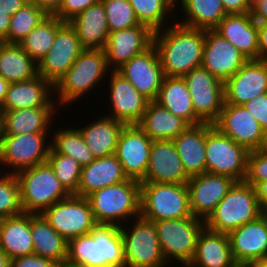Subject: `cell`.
Returning a JSON list of instances; mask_svg holds the SVG:
<instances>
[{
	"label": "cell",
	"mask_w": 267,
	"mask_h": 267,
	"mask_svg": "<svg viewBox=\"0 0 267 267\" xmlns=\"http://www.w3.org/2000/svg\"><path fill=\"white\" fill-rule=\"evenodd\" d=\"M256 196L262 213L267 211V180L261 181L255 186Z\"/></svg>",
	"instance_id": "11a10c76"
},
{
	"label": "cell",
	"mask_w": 267,
	"mask_h": 267,
	"mask_svg": "<svg viewBox=\"0 0 267 267\" xmlns=\"http://www.w3.org/2000/svg\"><path fill=\"white\" fill-rule=\"evenodd\" d=\"M53 97L54 86L38 75L31 80L10 83L0 111L57 107Z\"/></svg>",
	"instance_id": "d4e9b609"
},
{
	"label": "cell",
	"mask_w": 267,
	"mask_h": 267,
	"mask_svg": "<svg viewBox=\"0 0 267 267\" xmlns=\"http://www.w3.org/2000/svg\"><path fill=\"white\" fill-rule=\"evenodd\" d=\"M267 180V154L259 150L248 153L247 176L245 181L256 186L261 181Z\"/></svg>",
	"instance_id": "bcb514c9"
},
{
	"label": "cell",
	"mask_w": 267,
	"mask_h": 267,
	"mask_svg": "<svg viewBox=\"0 0 267 267\" xmlns=\"http://www.w3.org/2000/svg\"><path fill=\"white\" fill-rule=\"evenodd\" d=\"M121 163L115 155L96 158L82 167L77 196L87 197L94 191L126 181Z\"/></svg>",
	"instance_id": "f1b7e54d"
},
{
	"label": "cell",
	"mask_w": 267,
	"mask_h": 267,
	"mask_svg": "<svg viewBox=\"0 0 267 267\" xmlns=\"http://www.w3.org/2000/svg\"><path fill=\"white\" fill-rule=\"evenodd\" d=\"M11 259L9 256L0 248V267H10Z\"/></svg>",
	"instance_id": "91938a15"
},
{
	"label": "cell",
	"mask_w": 267,
	"mask_h": 267,
	"mask_svg": "<svg viewBox=\"0 0 267 267\" xmlns=\"http://www.w3.org/2000/svg\"><path fill=\"white\" fill-rule=\"evenodd\" d=\"M130 222L120 226L126 267H171L160 247L157 221L138 215Z\"/></svg>",
	"instance_id": "52a82bcc"
},
{
	"label": "cell",
	"mask_w": 267,
	"mask_h": 267,
	"mask_svg": "<svg viewBox=\"0 0 267 267\" xmlns=\"http://www.w3.org/2000/svg\"><path fill=\"white\" fill-rule=\"evenodd\" d=\"M249 151L223 134L214 124L206 123V172L245 181Z\"/></svg>",
	"instance_id": "30bf717a"
},
{
	"label": "cell",
	"mask_w": 267,
	"mask_h": 267,
	"mask_svg": "<svg viewBox=\"0 0 267 267\" xmlns=\"http://www.w3.org/2000/svg\"><path fill=\"white\" fill-rule=\"evenodd\" d=\"M41 214L67 241L89 234L97 225L87 197L75 194L54 203Z\"/></svg>",
	"instance_id": "7c38bea8"
},
{
	"label": "cell",
	"mask_w": 267,
	"mask_h": 267,
	"mask_svg": "<svg viewBox=\"0 0 267 267\" xmlns=\"http://www.w3.org/2000/svg\"><path fill=\"white\" fill-rule=\"evenodd\" d=\"M172 141L189 177L206 172V123L189 126Z\"/></svg>",
	"instance_id": "4dcf8cb0"
},
{
	"label": "cell",
	"mask_w": 267,
	"mask_h": 267,
	"mask_svg": "<svg viewBox=\"0 0 267 267\" xmlns=\"http://www.w3.org/2000/svg\"><path fill=\"white\" fill-rule=\"evenodd\" d=\"M235 182L230 176L209 172L190 177L186 185L192 216L205 221Z\"/></svg>",
	"instance_id": "ac0fdd59"
},
{
	"label": "cell",
	"mask_w": 267,
	"mask_h": 267,
	"mask_svg": "<svg viewBox=\"0 0 267 267\" xmlns=\"http://www.w3.org/2000/svg\"><path fill=\"white\" fill-rule=\"evenodd\" d=\"M26 3L27 1L25 0H0V13H5L12 17Z\"/></svg>",
	"instance_id": "f5cc1de1"
},
{
	"label": "cell",
	"mask_w": 267,
	"mask_h": 267,
	"mask_svg": "<svg viewBox=\"0 0 267 267\" xmlns=\"http://www.w3.org/2000/svg\"><path fill=\"white\" fill-rule=\"evenodd\" d=\"M38 8H41L47 15H54L61 6L62 0H32Z\"/></svg>",
	"instance_id": "db71d44e"
},
{
	"label": "cell",
	"mask_w": 267,
	"mask_h": 267,
	"mask_svg": "<svg viewBox=\"0 0 267 267\" xmlns=\"http://www.w3.org/2000/svg\"><path fill=\"white\" fill-rule=\"evenodd\" d=\"M0 248L10 259L34 253L30 213L0 219Z\"/></svg>",
	"instance_id": "1f68e13d"
},
{
	"label": "cell",
	"mask_w": 267,
	"mask_h": 267,
	"mask_svg": "<svg viewBox=\"0 0 267 267\" xmlns=\"http://www.w3.org/2000/svg\"><path fill=\"white\" fill-rule=\"evenodd\" d=\"M267 0H249L250 10L252 11L259 3L266 2Z\"/></svg>",
	"instance_id": "be15d7a7"
},
{
	"label": "cell",
	"mask_w": 267,
	"mask_h": 267,
	"mask_svg": "<svg viewBox=\"0 0 267 267\" xmlns=\"http://www.w3.org/2000/svg\"><path fill=\"white\" fill-rule=\"evenodd\" d=\"M261 215L255 187L246 181H236L204 223L209 230L229 234Z\"/></svg>",
	"instance_id": "5b68a950"
},
{
	"label": "cell",
	"mask_w": 267,
	"mask_h": 267,
	"mask_svg": "<svg viewBox=\"0 0 267 267\" xmlns=\"http://www.w3.org/2000/svg\"><path fill=\"white\" fill-rule=\"evenodd\" d=\"M189 178L173 141H153L143 182L186 184Z\"/></svg>",
	"instance_id": "603a6c76"
},
{
	"label": "cell",
	"mask_w": 267,
	"mask_h": 267,
	"mask_svg": "<svg viewBox=\"0 0 267 267\" xmlns=\"http://www.w3.org/2000/svg\"><path fill=\"white\" fill-rule=\"evenodd\" d=\"M149 101H156L164 78L158 50L154 44L125 62L118 70Z\"/></svg>",
	"instance_id": "2e32d148"
},
{
	"label": "cell",
	"mask_w": 267,
	"mask_h": 267,
	"mask_svg": "<svg viewBox=\"0 0 267 267\" xmlns=\"http://www.w3.org/2000/svg\"><path fill=\"white\" fill-rule=\"evenodd\" d=\"M253 19L257 23H262L267 25V1L259 3L252 11H251Z\"/></svg>",
	"instance_id": "9f6ffc18"
},
{
	"label": "cell",
	"mask_w": 267,
	"mask_h": 267,
	"mask_svg": "<svg viewBox=\"0 0 267 267\" xmlns=\"http://www.w3.org/2000/svg\"><path fill=\"white\" fill-rule=\"evenodd\" d=\"M47 16L34 3L27 2L11 17L5 43L19 44Z\"/></svg>",
	"instance_id": "b9f144b4"
},
{
	"label": "cell",
	"mask_w": 267,
	"mask_h": 267,
	"mask_svg": "<svg viewBox=\"0 0 267 267\" xmlns=\"http://www.w3.org/2000/svg\"><path fill=\"white\" fill-rule=\"evenodd\" d=\"M10 83L7 82L2 76H0V110L3 107V103L6 97V92L8 91Z\"/></svg>",
	"instance_id": "680465c9"
},
{
	"label": "cell",
	"mask_w": 267,
	"mask_h": 267,
	"mask_svg": "<svg viewBox=\"0 0 267 267\" xmlns=\"http://www.w3.org/2000/svg\"><path fill=\"white\" fill-rule=\"evenodd\" d=\"M214 126L248 151L262 147L265 131L244 105L224 103Z\"/></svg>",
	"instance_id": "e0dca14e"
},
{
	"label": "cell",
	"mask_w": 267,
	"mask_h": 267,
	"mask_svg": "<svg viewBox=\"0 0 267 267\" xmlns=\"http://www.w3.org/2000/svg\"><path fill=\"white\" fill-rule=\"evenodd\" d=\"M84 48L75 29L65 22L56 32L47 54L38 62V75L53 86L69 70Z\"/></svg>",
	"instance_id": "5bb4252c"
},
{
	"label": "cell",
	"mask_w": 267,
	"mask_h": 267,
	"mask_svg": "<svg viewBox=\"0 0 267 267\" xmlns=\"http://www.w3.org/2000/svg\"><path fill=\"white\" fill-rule=\"evenodd\" d=\"M138 126L153 141L173 140L190 125L156 101H149Z\"/></svg>",
	"instance_id": "836d02e7"
},
{
	"label": "cell",
	"mask_w": 267,
	"mask_h": 267,
	"mask_svg": "<svg viewBox=\"0 0 267 267\" xmlns=\"http://www.w3.org/2000/svg\"><path fill=\"white\" fill-rule=\"evenodd\" d=\"M47 162L53 168L56 177L64 188L70 194H76L82 170L79 162L70 156L56 152L52 147L50 148Z\"/></svg>",
	"instance_id": "7bdbcfd3"
},
{
	"label": "cell",
	"mask_w": 267,
	"mask_h": 267,
	"mask_svg": "<svg viewBox=\"0 0 267 267\" xmlns=\"http://www.w3.org/2000/svg\"><path fill=\"white\" fill-rule=\"evenodd\" d=\"M140 24L148 26L153 32L164 29L175 22L176 0H128ZM171 17V18H170ZM174 19H173V18ZM169 20V21H168ZM174 20V21H173Z\"/></svg>",
	"instance_id": "f35d334b"
},
{
	"label": "cell",
	"mask_w": 267,
	"mask_h": 267,
	"mask_svg": "<svg viewBox=\"0 0 267 267\" xmlns=\"http://www.w3.org/2000/svg\"><path fill=\"white\" fill-rule=\"evenodd\" d=\"M90 123L78 129L95 158L114 155L120 132L126 124L106 115Z\"/></svg>",
	"instance_id": "e575fe53"
},
{
	"label": "cell",
	"mask_w": 267,
	"mask_h": 267,
	"mask_svg": "<svg viewBox=\"0 0 267 267\" xmlns=\"http://www.w3.org/2000/svg\"><path fill=\"white\" fill-rule=\"evenodd\" d=\"M263 153L267 154V131L265 132V135H264V141H263V144H262V147L260 149Z\"/></svg>",
	"instance_id": "e7e4bbea"
},
{
	"label": "cell",
	"mask_w": 267,
	"mask_h": 267,
	"mask_svg": "<svg viewBox=\"0 0 267 267\" xmlns=\"http://www.w3.org/2000/svg\"><path fill=\"white\" fill-rule=\"evenodd\" d=\"M156 102L173 115L184 119L190 126L204 123L195 114L192 98L183 77L164 76Z\"/></svg>",
	"instance_id": "d6a6232c"
},
{
	"label": "cell",
	"mask_w": 267,
	"mask_h": 267,
	"mask_svg": "<svg viewBox=\"0 0 267 267\" xmlns=\"http://www.w3.org/2000/svg\"><path fill=\"white\" fill-rule=\"evenodd\" d=\"M235 264L229 235L204 227L198 236L196 251L188 267H233Z\"/></svg>",
	"instance_id": "83f0119b"
},
{
	"label": "cell",
	"mask_w": 267,
	"mask_h": 267,
	"mask_svg": "<svg viewBox=\"0 0 267 267\" xmlns=\"http://www.w3.org/2000/svg\"><path fill=\"white\" fill-rule=\"evenodd\" d=\"M47 135L51 134L0 135V172H5L6 167V173L16 174L47 162L51 148Z\"/></svg>",
	"instance_id": "8fae6325"
},
{
	"label": "cell",
	"mask_w": 267,
	"mask_h": 267,
	"mask_svg": "<svg viewBox=\"0 0 267 267\" xmlns=\"http://www.w3.org/2000/svg\"><path fill=\"white\" fill-rule=\"evenodd\" d=\"M152 142L138 124L125 125L121 130L114 155L128 180L144 181Z\"/></svg>",
	"instance_id": "9a60e30c"
},
{
	"label": "cell",
	"mask_w": 267,
	"mask_h": 267,
	"mask_svg": "<svg viewBox=\"0 0 267 267\" xmlns=\"http://www.w3.org/2000/svg\"><path fill=\"white\" fill-rule=\"evenodd\" d=\"M154 32L146 25L110 32L104 48L108 69L117 71L125 62L153 44Z\"/></svg>",
	"instance_id": "44dd1931"
},
{
	"label": "cell",
	"mask_w": 267,
	"mask_h": 267,
	"mask_svg": "<svg viewBox=\"0 0 267 267\" xmlns=\"http://www.w3.org/2000/svg\"><path fill=\"white\" fill-rule=\"evenodd\" d=\"M69 24L75 29L84 49L104 50L110 32L101 1L75 16Z\"/></svg>",
	"instance_id": "f546056e"
},
{
	"label": "cell",
	"mask_w": 267,
	"mask_h": 267,
	"mask_svg": "<svg viewBox=\"0 0 267 267\" xmlns=\"http://www.w3.org/2000/svg\"><path fill=\"white\" fill-rule=\"evenodd\" d=\"M140 195L141 184L127 179L94 191L87 199L97 224L122 226L140 215Z\"/></svg>",
	"instance_id": "277c9868"
},
{
	"label": "cell",
	"mask_w": 267,
	"mask_h": 267,
	"mask_svg": "<svg viewBox=\"0 0 267 267\" xmlns=\"http://www.w3.org/2000/svg\"><path fill=\"white\" fill-rule=\"evenodd\" d=\"M250 267H267V258L258 259L247 263Z\"/></svg>",
	"instance_id": "94428289"
},
{
	"label": "cell",
	"mask_w": 267,
	"mask_h": 267,
	"mask_svg": "<svg viewBox=\"0 0 267 267\" xmlns=\"http://www.w3.org/2000/svg\"><path fill=\"white\" fill-rule=\"evenodd\" d=\"M214 30L231 42L248 60H257L258 30L251 12L227 14Z\"/></svg>",
	"instance_id": "4316f807"
},
{
	"label": "cell",
	"mask_w": 267,
	"mask_h": 267,
	"mask_svg": "<svg viewBox=\"0 0 267 267\" xmlns=\"http://www.w3.org/2000/svg\"><path fill=\"white\" fill-rule=\"evenodd\" d=\"M23 213L40 214L71 194L64 188L48 162L17 172Z\"/></svg>",
	"instance_id": "8992f818"
},
{
	"label": "cell",
	"mask_w": 267,
	"mask_h": 267,
	"mask_svg": "<svg viewBox=\"0 0 267 267\" xmlns=\"http://www.w3.org/2000/svg\"><path fill=\"white\" fill-rule=\"evenodd\" d=\"M110 74V76H109ZM109 79V101L107 116L126 125L138 124L144 116L149 100L141 95L134 86L118 71H111Z\"/></svg>",
	"instance_id": "ffe728a7"
},
{
	"label": "cell",
	"mask_w": 267,
	"mask_h": 267,
	"mask_svg": "<svg viewBox=\"0 0 267 267\" xmlns=\"http://www.w3.org/2000/svg\"><path fill=\"white\" fill-rule=\"evenodd\" d=\"M227 14H245L251 12L249 0H221Z\"/></svg>",
	"instance_id": "f907efd6"
},
{
	"label": "cell",
	"mask_w": 267,
	"mask_h": 267,
	"mask_svg": "<svg viewBox=\"0 0 267 267\" xmlns=\"http://www.w3.org/2000/svg\"><path fill=\"white\" fill-rule=\"evenodd\" d=\"M11 16L5 13H0V40L5 42L7 32L10 27Z\"/></svg>",
	"instance_id": "6f0895ef"
},
{
	"label": "cell",
	"mask_w": 267,
	"mask_h": 267,
	"mask_svg": "<svg viewBox=\"0 0 267 267\" xmlns=\"http://www.w3.org/2000/svg\"><path fill=\"white\" fill-rule=\"evenodd\" d=\"M53 133L52 135L51 131L49 138L52 139L49 140H51V147L56 152L74 158L82 167L96 159L76 125L74 128H58Z\"/></svg>",
	"instance_id": "ab89813d"
},
{
	"label": "cell",
	"mask_w": 267,
	"mask_h": 267,
	"mask_svg": "<svg viewBox=\"0 0 267 267\" xmlns=\"http://www.w3.org/2000/svg\"><path fill=\"white\" fill-rule=\"evenodd\" d=\"M248 59L214 29L205 30L201 66L225 83Z\"/></svg>",
	"instance_id": "d6986e66"
},
{
	"label": "cell",
	"mask_w": 267,
	"mask_h": 267,
	"mask_svg": "<svg viewBox=\"0 0 267 267\" xmlns=\"http://www.w3.org/2000/svg\"><path fill=\"white\" fill-rule=\"evenodd\" d=\"M192 98L195 114L204 122L214 124L224 104V83L202 66L183 76Z\"/></svg>",
	"instance_id": "4fadbf2b"
},
{
	"label": "cell",
	"mask_w": 267,
	"mask_h": 267,
	"mask_svg": "<svg viewBox=\"0 0 267 267\" xmlns=\"http://www.w3.org/2000/svg\"><path fill=\"white\" fill-rule=\"evenodd\" d=\"M109 69L102 49H84L69 70L54 85L57 107L70 106L92 92L106 77ZM100 82V83H99ZM95 86V87H94ZM91 91V92H90ZM57 94V95H56ZM58 98V99H57ZM79 99V100H78ZM59 105V106H58Z\"/></svg>",
	"instance_id": "3957f363"
},
{
	"label": "cell",
	"mask_w": 267,
	"mask_h": 267,
	"mask_svg": "<svg viewBox=\"0 0 267 267\" xmlns=\"http://www.w3.org/2000/svg\"><path fill=\"white\" fill-rule=\"evenodd\" d=\"M267 93V63L248 60L224 83V103L243 105Z\"/></svg>",
	"instance_id": "7402d4cb"
},
{
	"label": "cell",
	"mask_w": 267,
	"mask_h": 267,
	"mask_svg": "<svg viewBox=\"0 0 267 267\" xmlns=\"http://www.w3.org/2000/svg\"><path fill=\"white\" fill-rule=\"evenodd\" d=\"M64 23L58 17L48 15L19 42V45L38 63L47 54L54 42L57 30Z\"/></svg>",
	"instance_id": "60d3db41"
},
{
	"label": "cell",
	"mask_w": 267,
	"mask_h": 267,
	"mask_svg": "<svg viewBox=\"0 0 267 267\" xmlns=\"http://www.w3.org/2000/svg\"><path fill=\"white\" fill-rule=\"evenodd\" d=\"M233 267H250V266L245 263H236Z\"/></svg>",
	"instance_id": "03108f58"
},
{
	"label": "cell",
	"mask_w": 267,
	"mask_h": 267,
	"mask_svg": "<svg viewBox=\"0 0 267 267\" xmlns=\"http://www.w3.org/2000/svg\"><path fill=\"white\" fill-rule=\"evenodd\" d=\"M258 57L257 60L267 63V25L257 23Z\"/></svg>",
	"instance_id": "816d5d0a"
},
{
	"label": "cell",
	"mask_w": 267,
	"mask_h": 267,
	"mask_svg": "<svg viewBox=\"0 0 267 267\" xmlns=\"http://www.w3.org/2000/svg\"><path fill=\"white\" fill-rule=\"evenodd\" d=\"M232 255L236 263H249L267 258V218L261 215L229 234Z\"/></svg>",
	"instance_id": "cb8c5ba5"
},
{
	"label": "cell",
	"mask_w": 267,
	"mask_h": 267,
	"mask_svg": "<svg viewBox=\"0 0 267 267\" xmlns=\"http://www.w3.org/2000/svg\"><path fill=\"white\" fill-rule=\"evenodd\" d=\"M0 76L7 82L27 81L38 76V63L19 44L0 45Z\"/></svg>",
	"instance_id": "8d00e7d4"
},
{
	"label": "cell",
	"mask_w": 267,
	"mask_h": 267,
	"mask_svg": "<svg viewBox=\"0 0 267 267\" xmlns=\"http://www.w3.org/2000/svg\"><path fill=\"white\" fill-rule=\"evenodd\" d=\"M263 214H264V216L267 218V211H266V212H264Z\"/></svg>",
	"instance_id": "003e7915"
},
{
	"label": "cell",
	"mask_w": 267,
	"mask_h": 267,
	"mask_svg": "<svg viewBox=\"0 0 267 267\" xmlns=\"http://www.w3.org/2000/svg\"><path fill=\"white\" fill-rule=\"evenodd\" d=\"M34 253L58 264L66 261L68 241L53 229L44 216L30 213Z\"/></svg>",
	"instance_id": "d590c367"
},
{
	"label": "cell",
	"mask_w": 267,
	"mask_h": 267,
	"mask_svg": "<svg viewBox=\"0 0 267 267\" xmlns=\"http://www.w3.org/2000/svg\"><path fill=\"white\" fill-rule=\"evenodd\" d=\"M140 215L154 221L191 217L187 185L142 182Z\"/></svg>",
	"instance_id": "ba28073f"
},
{
	"label": "cell",
	"mask_w": 267,
	"mask_h": 267,
	"mask_svg": "<svg viewBox=\"0 0 267 267\" xmlns=\"http://www.w3.org/2000/svg\"><path fill=\"white\" fill-rule=\"evenodd\" d=\"M106 11L109 32L129 29L139 25L128 0H100Z\"/></svg>",
	"instance_id": "ee69618b"
},
{
	"label": "cell",
	"mask_w": 267,
	"mask_h": 267,
	"mask_svg": "<svg viewBox=\"0 0 267 267\" xmlns=\"http://www.w3.org/2000/svg\"><path fill=\"white\" fill-rule=\"evenodd\" d=\"M58 263L35 253L11 259L10 267H58Z\"/></svg>",
	"instance_id": "681fc988"
},
{
	"label": "cell",
	"mask_w": 267,
	"mask_h": 267,
	"mask_svg": "<svg viewBox=\"0 0 267 267\" xmlns=\"http://www.w3.org/2000/svg\"><path fill=\"white\" fill-rule=\"evenodd\" d=\"M255 117L264 131H267V93L262 94L243 104Z\"/></svg>",
	"instance_id": "c3c4849f"
},
{
	"label": "cell",
	"mask_w": 267,
	"mask_h": 267,
	"mask_svg": "<svg viewBox=\"0 0 267 267\" xmlns=\"http://www.w3.org/2000/svg\"><path fill=\"white\" fill-rule=\"evenodd\" d=\"M56 111L58 112V107L0 111V135L49 133L55 121L52 117L57 115Z\"/></svg>",
	"instance_id": "484cf974"
},
{
	"label": "cell",
	"mask_w": 267,
	"mask_h": 267,
	"mask_svg": "<svg viewBox=\"0 0 267 267\" xmlns=\"http://www.w3.org/2000/svg\"><path fill=\"white\" fill-rule=\"evenodd\" d=\"M179 4L186 17L178 23L191 28L214 29L227 15L221 0H176Z\"/></svg>",
	"instance_id": "74e56055"
},
{
	"label": "cell",
	"mask_w": 267,
	"mask_h": 267,
	"mask_svg": "<svg viewBox=\"0 0 267 267\" xmlns=\"http://www.w3.org/2000/svg\"><path fill=\"white\" fill-rule=\"evenodd\" d=\"M100 0H62L61 6L54 16L58 17L63 22H69L75 16L85 11L91 5Z\"/></svg>",
	"instance_id": "7dc6e473"
},
{
	"label": "cell",
	"mask_w": 267,
	"mask_h": 267,
	"mask_svg": "<svg viewBox=\"0 0 267 267\" xmlns=\"http://www.w3.org/2000/svg\"><path fill=\"white\" fill-rule=\"evenodd\" d=\"M58 267H85V266L77 265V264H74L68 261H64L61 264H59Z\"/></svg>",
	"instance_id": "6125c7cd"
},
{
	"label": "cell",
	"mask_w": 267,
	"mask_h": 267,
	"mask_svg": "<svg viewBox=\"0 0 267 267\" xmlns=\"http://www.w3.org/2000/svg\"><path fill=\"white\" fill-rule=\"evenodd\" d=\"M204 227V220L194 216L157 221V237L166 262H174L179 267L181 264L182 267L188 266Z\"/></svg>",
	"instance_id": "9c48e42d"
},
{
	"label": "cell",
	"mask_w": 267,
	"mask_h": 267,
	"mask_svg": "<svg viewBox=\"0 0 267 267\" xmlns=\"http://www.w3.org/2000/svg\"><path fill=\"white\" fill-rule=\"evenodd\" d=\"M23 213L15 174L0 172V219Z\"/></svg>",
	"instance_id": "f6af8a7d"
},
{
	"label": "cell",
	"mask_w": 267,
	"mask_h": 267,
	"mask_svg": "<svg viewBox=\"0 0 267 267\" xmlns=\"http://www.w3.org/2000/svg\"><path fill=\"white\" fill-rule=\"evenodd\" d=\"M66 261L85 267H126L120 226L97 224L68 240Z\"/></svg>",
	"instance_id": "7a4b0ae2"
},
{
	"label": "cell",
	"mask_w": 267,
	"mask_h": 267,
	"mask_svg": "<svg viewBox=\"0 0 267 267\" xmlns=\"http://www.w3.org/2000/svg\"><path fill=\"white\" fill-rule=\"evenodd\" d=\"M153 44L158 50L164 76L183 77L201 66L205 30L175 21L154 32Z\"/></svg>",
	"instance_id": "6da1fadb"
}]
</instances>
